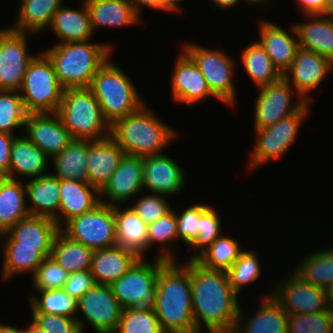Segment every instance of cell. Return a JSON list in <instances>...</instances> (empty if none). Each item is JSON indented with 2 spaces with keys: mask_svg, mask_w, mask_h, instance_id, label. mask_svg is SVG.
Here are the masks:
<instances>
[{
  "mask_svg": "<svg viewBox=\"0 0 333 333\" xmlns=\"http://www.w3.org/2000/svg\"><path fill=\"white\" fill-rule=\"evenodd\" d=\"M190 285L197 331L202 333L204 324L209 333H232L241 305L227 272L207 269L190 260Z\"/></svg>",
  "mask_w": 333,
  "mask_h": 333,
  "instance_id": "cell-1",
  "label": "cell"
},
{
  "mask_svg": "<svg viewBox=\"0 0 333 333\" xmlns=\"http://www.w3.org/2000/svg\"><path fill=\"white\" fill-rule=\"evenodd\" d=\"M167 261L157 276L152 308L164 333H199L192 310L190 260Z\"/></svg>",
  "mask_w": 333,
  "mask_h": 333,
  "instance_id": "cell-2",
  "label": "cell"
},
{
  "mask_svg": "<svg viewBox=\"0 0 333 333\" xmlns=\"http://www.w3.org/2000/svg\"><path fill=\"white\" fill-rule=\"evenodd\" d=\"M110 136L125 154L144 158L163 154L179 133L161 121L145 103L136 112L117 120L111 126Z\"/></svg>",
  "mask_w": 333,
  "mask_h": 333,
  "instance_id": "cell-3",
  "label": "cell"
},
{
  "mask_svg": "<svg viewBox=\"0 0 333 333\" xmlns=\"http://www.w3.org/2000/svg\"><path fill=\"white\" fill-rule=\"evenodd\" d=\"M111 45L90 41L54 44L42 52L51 61L58 82L67 88H89L94 75L111 57Z\"/></svg>",
  "mask_w": 333,
  "mask_h": 333,
  "instance_id": "cell-4",
  "label": "cell"
},
{
  "mask_svg": "<svg viewBox=\"0 0 333 333\" xmlns=\"http://www.w3.org/2000/svg\"><path fill=\"white\" fill-rule=\"evenodd\" d=\"M89 89L100 104L103 116L110 126L136 112L146 103L127 73L119 68L111 57L94 75Z\"/></svg>",
  "mask_w": 333,
  "mask_h": 333,
  "instance_id": "cell-5",
  "label": "cell"
},
{
  "mask_svg": "<svg viewBox=\"0 0 333 333\" xmlns=\"http://www.w3.org/2000/svg\"><path fill=\"white\" fill-rule=\"evenodd\" d=\"M56 113L74 140L98 141L110 136L111 126L89 88L64 89Z\"/></svg>",
  "mask_w": 333,
  "mask_h": 333,
  "instance_id": "cell-6",
  "label": "cell"
},
{
  "mask_svg": "<svg viewBox=\"0 0 333 333\" xmlns=\"http://www.w3.org/2000/svg\"><path fill=\"white\" fill-rule=\"evenodd\" d=\"M63 92L51 61L40 51V55L29 63L19 89L26 112L56 113Z\"/></svg>",
  "mask_w": 333,
  "mask_h": 333,
  "instance_id": "cell-7",
  "label": "cell"
},
{
  "mask_svg": "<svg viewBox=\"0 0 333 333\" xmlns=\"http://www.w3.org/2000/svg\"><path fill=\"white\" fill-rule=\"evenodd\" d=\"M196 64L211 92L226 106L236 104L234 74L236 62L223 50L206 48L193 42H185L181 48Z\"/></svg>",
  "mask_w": 333,
  "mask_h": 333,
  "instance_id": "cell-8",
  "label": "cell"
},
{
  "mask_svg": "<svg viewBox=\"0 0 333 333\" xmlns=\"http://www.w3.org/2000/svg\"><path fill=\"white\" fill-rule=\"evenodd\" d=\"M310 104L306 103L298 112L265 128L255 130V145L248 160V170H257L271 160L281 158L292 146L299 128L308 114Z\"/></svg>",
  "mask_w": 333,
  "mask_h": 333,
  "instance_id": "cell-9",
  "label": "cell"
},
{
  "mask_svg": "<svg viewBox=\"0 0 333 333\" xmlns=\"http://www.w3.org/2000/svg\"><path fill=\"white\" fill-rule=\"evenodd\" d=\"M60 231L93 251L116 246L115 205L101 202L93 210L71 218Z\"/></svg>",
  "mask_w": 333,
  "mask_h": 333,
  "instance_id": "cell-10",
  "label": "cell"
},
{
  "mask_svg": "<svg viewBox=\"0 0 333 333\" xmlns=\"http://www.w3.org/2000/svg\"><path fill=\"white\" fill-rule=\"evenodd\" d=\"M140 258L120 279L110 284L113 295L123 309L152 306L156 297L159 269L167 262Z\"/></svg>",
  "mask_w": 333,
  "mask_h": 333,
  "instance_id": "cell-11",
  "label": "cell"
},
{
  "mask_svg": "<svg viewBox=\"0 0 333 333\" xmlns=\"http://www.w3.org/2000/svg\"><path fill=\"white\" fill-rule=\"evenodd\" d=\"M30 33L0 28V90L19 91L29 63L36 55L29 54Z\"/></svg>",
  "mask_w": 333,
  "mask_h": 333,
  "instance_id": "cell-12",
  "label": "cell"
},
{
  "mask_svg": "<svg viewBox=\"0 0 333 333\" xmlns=\"http://www.w3.org/2000/svg\"><path fill=\"white\" fill-rule=\"evenodd\" d=\"M77 305L78 312L81 310L86 319L76 317L82 333L85 332V321L97 333H115L123 308L113 295L110 285L95 284L78 300Z\"/></svg>",
  "mask_w": 333,
  "mask_h": 333,
  "instance_id": "cell-13",
  "label": "cell"
},
{
  "mask_svg": "<svg viewBox=\"0 0 333 333\" xmlns=\"http://www.w3.org/2000/svg\"><path fill=\"white\" fill-rule=\"evenodd\" d=\"M257 89L259 93L254 105L255 130L277 123L298 112L306 104L299 95H296L295 89L284 78ZM295 97L297 101L292 103Z\"/></svg>",
  "mask_w": 333,
  "mask_h": 333,
  "instance_id": "cell-14",
  "label": "cell"
},
{
  "mask_svg": "<svg viewBox=\"0 0 333 333\" xmlns=\"http://www.w3.org/2000/svg\"><path fill=\"white\" fill-rule=\"evenodd\" d=\"M274 286L271 295L287 314H314L330 308L328 290L302 281L293 272Z\"/></svg>",
  "mask_w": 333,
  "mask_h": 333,
  "instance_id": "cell-15",
  "label": "cell"
},
{
  "mask_svg": "<svg viewBox=\"0 0 333 333\" xmlns=\"http://www.w3.org/2000/svg\"><path fill=\"white\" fill-rule=\"evenodd\" d=\"M171 93L175 102L185 104L191 109L196 103L214 97L202 73L193 60L182 50L172 70Z\"/></svg>",
  "mask_w": 333,
  "mask_h": 333,
  "instance_id": "cell-16",
  "label": "cell"
},
{
  "mask_svg": "<svg viewBox=\"0 0 333 333\" xmlns=\"http://www.w3.org/2000/svg\"><path fill=\"white\" fill-rule=\"evenodd\" d=\"M332 72L329 59L321 55L299 48L291 67L283 74V78L295 89L306 103L311 104L309 93L316 89L324 78Z\"/></svg>",
  "mask_w": 333,
  "mask_h": 333,
  "instance_id": "cell-17",
  "label": "cell"
},
{
  "mask_svg": "<svg viewBox=\"0 0 333 333\" xmlns=\"http://www.w3.org/2000/svg\"><path fill=\"white\" fill-rule=\"evenodd\" d=\"M23 133L50 160L61 153L73 140L57 113L27 114Z\"/></svg>",
  "mask_w": 333,
  "mask_h": 333,
  "instance_id": "cell-18",
  "label": "cell"
},
{
  "mask_svg": "<svg viewBox=\"0 0 333 333\" xmlns=\"http://www.w3.org/2000/svg\"><path fill=\"white\" fill-rule=\"evenodd\" d=\"M142 175L143 157L125 154L110 181L100 191L101 202L114 206L131 201L144 189Z\"/></svg>",
  "mask_w": 333,
  "mask_h": 333,
  "instance_id": "cell-19",
  "label": "cell"
},
{
  "mask_svg": "<svg viewBox=\"0 0 333 333\" xmlns=\"http://www.w3.org/2000/svg\"><path fill=\"white\" fill-rule=\"evenodd\" d=\"M186 171L166 153L143 158V187L154 194L175 196L184 188Z\"/></svg>",
  "mask_w": 333,
  "mask_h": 333,
  "instance_id": "cell-20",
  "label": "cell"
},
{
  "mask_svg": "<svg viewBox=\"0 0 333 333\" xmlns=\"http://www.w3.org/2000/svg\"><path fill=\"white\" fill-rule=\"evenodd\" d=\"M259 43L265 49L272 63L284 74L292 65L299 46L298 34L294 24L291 33L270 21L258 25Z\"/></svg>",
  "mask_w": 333,
  "mask_h": 333,
  "instance_id": "cell-21",
  "label": "cell"
},
{
  "mask_svg": "<svg viewBox=\"0 0 333 333\" xmlns=\"http://www.w3.org/2000/svg\"><path fill=\"white\" fill-rule=\"evenodd\" d=\"M269 290L261 296L260 306L252 315L244 316L246 313L240 306L232 333H287L288 314L271 295L272 289Z\"/></svg>",
  "mask_w": 333,
  "mask_h": 333,
  "instance_id": "cell-22",
  "label": "cell"
},
{
  "mask_svg": "<svg viewBox=\"0 0 333 333\" xmlns=\"http://www.w3.org/2000/svg\"><path fill=\"white\" fill-rule=\"evenodd\" d=\"M125 155L123 149L108 136L102 140L89 141L87 171L89 184L101 191Z\"/></svg>",
  "mask_w": 333,
  "mask_h": 333,
  "instance_id": "cell-23",
  "label": "cell"
},
{
  "mask_svg": "<svg viewBox=\"0 0 333 333\" xmlns=\"http://www.w3.org/2000/svg\"><path fill=\"white\" fill-rule=\"evenodd\" d=\"M100 203L96 187L78 180H60L58 226L63 227L71 218L93 210Z\"/></svg>",
  "mask_w": 333,
  "mask_h": 333,
  "instance_id": "cell-24",
  "label": "cell"
},
{
  "mask_svg": "<svg viewBox=\"0 0 333 333\" xmlns=\"http://www.w3.org/2000/svg\"><path fill=\"white\" fill-rule=\"evenodd\" d=\"M3 240L0 247L3 254L1 280H10L26 272L33 277L43 260L51 255L52 247L19 246V243L14 242L7 234Z\"/></svg>",
  "mask_w": 333,
  "mask_h": 333,
  "instance_id": "cell-25",
  "label": "cell"
},
{
  "mask_svg": "<svg viewBox=\"0 0 333 333\" xmlns=\"http://www.w3.org/2000/svg\"><path fill=\"white\" fill-rule=\"evenodd\" d=\"M27 204L30 216L47 217L58 225L60 205V179L52 173L25 182Z\"/></svg>",
  "mask_w": 333,
  "mask_h": 333,
  "instance_id": "cell-26",
  "label": "cell"
},
{
  "mask_svg": "<svg viewBox=\"0 0 333 333\" xmlns=\"http://www.w3.org/2000/svg\"><path fill=\"white\" fill-rule=\"evenodd\" d=\"M78 9L61 6L54 14L50 29L60 40L56 44L75 41H90L93 38V28L89 9L84 0H81Z\"/></svg>",
  "mask_w": 333,
  "mask_h": 333,
  "instance_id": "cell-27",
  "label": "cell"
},
{
  "mask_svg": "<svg viewBox=\"0 0 333 333\" xmlns=\"http://www.w3.org/2000/svg\"><path fill=\"white\" fill-rule=\"evenodd\" d=\"M139 259L134 252L117 245L95 250L90 271L96 284L110 285L126 274Z\"/></svg>",
  "mask_w": 333,
  "mask_h": 333,
  "instance_id": "cell-28",
  "label": "cell"
},
{
  "mask_svg": "<svg viewBox=\"0 0 333 333\" xmlns=\"http://www.w3.org/2000/svg\"><path fill=\"white\" fill-rule=\"evenodd\" d=\"M49 159L24 134L16 136L11 148L9 178L19 179L16 174L30 179L41 177L47 174Z\"/></svg>",
  "mask_w": 333,
  "mask_h": 333,
  "instance_id": "cell-29",
  "label": "cell"
},
{
  "mask_svg": "<svg viewBox=\"0 0 333 333\" xmlns=\"http://www.w3.org/2000/svg\"><path fill=\"white\" fill-rule=\"evenodd\" d=\"M90 13L94 33L99 27L121 28L141 24L128 0H84Z\"/></svg>",
  "mask_w": 333,
  "mask_h": 333,
  "instance_id": "cell-30",
  "label": "cell"
},
{
  "mask_svg": "<svg viewBox=\"0 0 333 333\" xmlns=\"http://www.w3.org/2000/svg\"><path fill=\"white\" fill-rule=\"evenodd\" d=\"M305 17L307 22L294 23L300 48L313 51L331 60L333 58V15Z\"/></svg>",
  "mask_w": 333,
  "mask_h": 333,
  "instance_id": "cell-31",
  "label": "cell"
},
{
  "mask_svg": "<svg viewBox=\"0 0 333 333\" xmlns=\"http://www.w3.org/2000/svg\"><path fill=\"white\" fill-rule=\"evenodd\" d=\"M115 205L116 245L134 252L138 257L145 258L147 251L148 225L127 206Z\"/></svg>",
  "mask_w": 333,
  "mask_h": 333,
  "instance_id": "cell-32",
  "label": "cell"
},
{
  "mask_svg": "<svg viewBox=\"0 0 333 333\" xmlns=\"http://www.w3.org/2000/svg\"><path fill=\"white\" fill-rule=\"evenodd\" d=\"M63 0H21L17 18L10 28L35 35L50 27Z\"/></svg>",
  "mask_w": 333,
  "mask_h": 333,
  "instance_id": "cell-33",
  "label": "cell"
},
{
  "mask_svg": "<svg viewBox=\"0 0 333 333\" xmlns=\"http://www.w3.org/2000/svg\"><path fill=\"white\" fill-rule=\"evenodd\" d=\"M60 232L56 222L47 217L29 216L7 231V235L19 246L53 247Z\"/></svg>",
  "mask_w": 333,
  "mask_h": 333,
  "instance_id": "cell-34",
  "label": "cell"
},
{
  "mask_svg": "<svg viewBox=\"0 0 333 333\" xmlns=\"http://www.w3.org/2000/svg\"><path fill=\"white\" fill-rule=\"evenodd\" d=\"M24 183L20 179H0V223L7 231L30 216Z\"/></svg>",
  "mask_w": 333,
  "mask_h": 333,
  "instance_id": "cell-35",
  "label": "cell"
},
{
  "mask_svg": "<svg viewBox=\"0 0 333 333\" xmlns=\"http://www.w3.org/2000/svg\"><path fill=\"white\" fill-rule=\"evenodd\" d=\"M88 140H72L58 155L52 158L55 177L60 180H78L89 183ZM56 172V173H55Z\"/></svg>",
  "mask_w": 333,
  "mask_h": 333,
  "instance_id": "cell-36",
  "label": "cell"
},
{
  "mask_svg": "<svg viewBox=\"0 0 333 333\" xmlns=\"http://www.w3.org/2000/svg\"><path fill=\"white\" fill-rule=\"evenodd\" d=\"M304 256L299 266L290 272L306 283L326 290L331 289L333 287V247L318 249Z\"/></svg>",
  "mask_w": 333,
  "mask_h": 333,
  "instance_id": "cell-37",
  "label": "cell"
},
{
  "mask_svg": "<svg viewBox=\"0 0 333 333\" xmlns=\"http://www.w3.org/2000/svg\"><path fill=\"white\" fill-rule=\"evenodd\" d=\"M240 60L249 78L257 88L278 82L283 74L272 63L265 49L257 41L241 50Z\"/></svg>",
  "mask_w": 333,
  "mask_h": 333,
  "instance_id": "cell-38",
  "label": "cell"
},
{
  "mask_svg": "<svg viewBox=\"0 0 333 333\" xmlns=\"http://www.w3.org/2000/svg\"><path fill=\"white\" fill-rule=\"evenodd\" d=\"M93 250L69 239L61 231L55 237L51 257L69 274L91 269Z\"/></svg>",
  "mask_w": 333,
  "mask_h": 333,
  "instance_id": "cell-39",
  "label": "cell"
},
{
  "mask_svg": "<svg viewBox=\"0 0 333 333\" xmlns=\"http://www.w3.org/2000/svg\"><path fill=\"white\" fill-rule=\"evenodd\" d=\"M239 243L240 241L222 234L195 260L207 269L227 271L244 251Z\"/></svg>",
  "mask_w": 333,
  "mask_h": 333,
  "instance_id": "cell-40",
  "label": "cell"
},
{
  "mask_svg": "<svg viewBox=\"0 0 333 333\" xmlns=\"http://www.w3.org/2000/svg\"><path fill=\"white\" fill-rule=\"evenodd\" d=\"M147 233V251L149 248L153 247V244H161V250L159 253H157L155 258L165 261H176L175 258L177 257L173 254L175 252L172 251L174 250V245H172V242L178 241L177 218L173 208L165 216L148 225Z\"/></svg>",
  "mask_w": 333,
  "mask_h": 333,
  "instance_id": "cell-41",
  "label": "cell"
},
{
  "mask_svg": "<svg viewBox=\"0 0 333 333\" xmlns=\"http://www.w3.org/2000/svg\"><path fill=\"white\" fill-rule=\"evenodd\" d=\"M38 295H29L32 313H45L77 317L78 301L70 297L63 289L37 291Z\"/></svg>",
  "mask_w": 333,
  "mask_h": 333,
  "instance_id": "cell-42",
  "label": "cell"
},
{
  "mask_svg": "<svg viewBox=\"0 0 333 333\" xmlns=\"http://www.w3.org/2000/svg\"><path fill=\"white\" fill-rule=\"evenodd\" d=\"M255 250H244L226 271L229 283L239 296L244 286L255 282L262 273V265Z\"/></svg>",
  "mask_w": 333,
  "mask_h": 333,
  "instance_id": "cell-43",
  "label": "cell"
},
{
  "mask_svg": "<svg viewBox=\"0 0 333 333\" xmlns=\"http://www.w3.org/2000/svg\"><path fill=\"white\" fill-rule=\"evenodd\" d=\"M27 114L19 91L0 90V132L15 135L19 128L23 134Z\"/></svg>",
  "mask_w": 333,
  "mask_h": 333,
  "instance_id": "cell-44",
  "label": "cell"
},
{
  "mask_svg": "<svg viewBox=\"0 0 333 333\" xmlns=\"http://www.w3.org/2000/svg\"><path fill=\"white\" fill-rule=\"evenodd\" d=\"M115 333H164L152 306L123 309Z\"/></svg>",
  "mask_w": 333,
  "mask_h": 333,
  "instance_id": "cell-45",
  "label": "cell"
},
{
  "mask_svg": "<svg viewBox=\"0 0 333 333\" xmlns=\"http://www.w3.org/2000/svg\"><path fill=\"white\" fill-rule=\"evenodd\" d=\"M221 219L217 210L210 205L199 214L198 237L189 246L193 253L188 260H195L216 238L222 235Z\"/></svg>",
  "mask_w": 333,
  "mask_h": 333,
  "instance_id": "cell-46",
  "label": "cell"
},
{
  "mask_svg": "<svg viewBox=\"0 0 333 333\" xmlns=\"http://www.w3.org/2000/svg\"><path fill=\"white\" fill-rule=\"evenodd\" d=\"M287 333H333V309L314 314H288Z\"/></svg>",
  "mask_w": 333,
  "mask_h": 333,
  "instance_id": "cell-47",
  "label": "cell"
},
{
  "mask_svg": "<svg viewBox=\"0 0 333 333\" xmlns=\"http://www.w3.org/2000/svg\"><path fill=\"white\" fill-rule=\"evenodd\" d=\"M69 273L51 256L46 257L32 277L36 291L63 289Z\"/></svg>",
  "mask_w": 333,
  "mask_h": 333,
  "instance_id": "cell-48",
  "label": "cell"
},
{
  "mask_svg": "<svg viewBox=\"0 0 333 333\" xmlns=\"http://www.w3.org/2000/svg\"><path fill=\"white\" fill-rule=\"evenodd\" d=\"M165 197L168 196L154 193L146 194L140 196L130 207L147 225H150L172 210Z\"/></svg>",
  "mask_w": 333,
  "mask_h": 333,
  "instance_id": "cell-49",
  "label": "cell"
},
{
  "mask_svg": "<svg viewBox=\"0 0 333 333\" xmlns=\"http://www.w3.org/2000/svg\"><path fill=\"white\" fill-rule=\"evenodd\" d=\"M208 206V204L194 203L191 206L183 209L181 213H177V236L179 239L188 245V247L198 237L197 230L199 229V214Z\"/></svg>",
  "mask_w": 333,
  "mask_h": 333,
  "instance_id": "cell-50",
  "label": "cell"
},
{
  "mask_svg": "<svg viewBox=\"0 0 333 333\" xmlns=\"http://www.w3.org/2000/svg\"><path fill=\"white\" fill-rule=\"evenodd\" d=\"M31 314L32 321L46 333H82L76 318L45 313Z\"/></svg>",
  "mask_w": 333,
  "mask_h": 333,
  "instance_id": "cell-51",
  "label": "cell"
},
{
  "mask_svg": "<svg viewBox=\"0 0 333 333\" xmlns=\"http://www.w3.org/2000/svg\"><path fill=\"white\" fill-rule=\"evenodd\" d=\"M96 284L90 270L77 271L68 275L63 290L77 301Z\"/></svg>",
  "mask_w": 333,
  "mask_h": 333,
  "instance_id": "cell-52",
  "label": "cell"
},
{
  "mask_svg": "<svg viewBox=\"0 0 333 333\" xmlns=\"http://www.w3.org/2000/svg\"><path fill=\"white\" fill-rule=\"evenodd\" d=\"M19 135L0 132V176L9 178L10 154L13 140Z\"/></svg>",
  "mask_w": 333,
  "mask_h": 333,
  "instance_id": "cell-53",
  "label": "cell"
},
{
  "mask_svg": "<svg viewBox=\"0 0 333 333\" xmlns=\"http://www.w3.org/2000/svg\"><path fill=\"white\" fill-rule=\"evenodd\" d=\"M304 16L309 15H326L325 0H296Z\"/></svg>",
  "mask_w": 333,
  "mask_h": 333,
  "instance_id": "cell-54",
  "label": "cell"
},
{
  "mask_svg": "<svg viewBox=\"0 0 333 333\" xmlns=\"http://www.w3.org/2000/svg\"><path fill=\"white\" fill-rule=\"evenodd\" d=\"M131 5L134 8V11L136 12V14L142 18L141 16L142 13L141 11L144 9V7L150 8V9H154L159 11V1L158 0H128Z\"/></svg>",
  "mask_w": 333,
  "mask_h": 333,
  "instance_id": "cell-55",
  "label": "cell"
},
{
  "mask_svg": "<svg viewBox=\"0 0 333 333\" xmlns=\"http://www.w3.org/2000/svg\"><path fill=\"white\" fill-rule=\"evenodd\" d=\"M159 1V11H163L166 13H180L181 6L179 3L183 0H158Z\"/></svg>",
  "mask_w": 333,
  "mask_h": 333,
  "instance_id": "cell-56",
  "label": "cell"
},
{
  "mask_svg": "<svg viewBox=\"0 0 333 333\" xmlns=\"http://www.w3.org/2000/svg\"><path fill=\"white\" fill-rule=\"evenodd\" d=\"M209 1L211 2V4H214L213 6L217 7V9L228 11L244 0H209Z\"/></svg>",
  "mask_w": 333,
  "mask_h": 333,
  "instance_id": "cell-57",
  "label": "cell"
},
{
  "mask_svg": "<svg viewBox=\"0 0 333 333\" xmlns=\"http://www.w3.org/2000/svg\"><path fill=\"white\" fill-rule=\"evenodd\" d=\"M0 333H25L24 328H18L16 326H10L5 323H0Z\"/></svg>",
  "mask_w": 333,
  "mask_h": 333,
  "instance_id": "cell-58",
  "label": "cell"
},
{
  "mask_svg": "<svg viewBox=\"0 0 333 333\" xmlns=\"http://www.w3.org/2000/svg\"><path fill=\"white\" fill-rule=\"evenodd\" d=\"M24 332L25 333H46L43 329H41L37 324H35L33 321L27 324V327L24 326Z\"/></svg>",
  "mask_w": 333,
  "mask_h": 333,
  "instance_id": "cell-59",
  "label": "cell"
},
{
  "mask_svg": "<svg viewBox=\"0 0 333 333\" xmlns=\"http://www.w3.org/2000/svg\"><path fill=\"white\" fill-rule=\"evenodd\" d=\"M246 1V3H248V5H254V6H258V5H266V4H271V0H244ZM264 4V5H263Z\"/></svg>",
  "mask_w": 333,
  "mask_h": 333,
  "instance_id": "cell-60",
  "label": "cell"
},
{
  "mask_svg": "<svg viewBox=\"0 0 333 333\" xmlns=\"http://www.w3.org/2000/svg\"><path fill=\"white\" fill-rule=\"evenodd\" d=\"M326 1V15H333V0Z\"/></svg>",
  "mask_w": 333,
  "mask_h": 333,
  "instance_id": "cell-61",
  "label": "cell"
},
{
  "mask_svg": "<svg viewBox=\"0 0 333 333\" xmlns=\"http://www.w3.org/2000/svg\"><path fill=\"white\" fill-rule=\"evenodd\" d=\"M329 306L333 309V287L328 290Z\"/></svg>",
  "mask_w": 333,
  "mask_h": 333,
  "instance_id": "cell-62",
  "label": "cell"
},
{
  "mask_svg": "<svg viewBox=\"0 0 333 333\" xmlns=\"http://www.w3.org/2000/svg\"><path fill=\"white\" fill-rule=\"evenodd\" d=\"M6 234H7V230L0 223V238L3 239Z\"/></svg>",
  "mask_w": 333,
  "mask_h": 333,
  "instance_id": "cell-63",
  "label": "cell"
},
{
  "mask_svg": "<svg viewBox=\"0 0 333 333\" xmlns=\"http://www.w3.org/2000/svg\"><path fill=\"white\" fill-rule=\"evenodd\" d=\"M330 62H331L332 70H333V58L330 60Z\"/></svg>",
  "mask_w": 333,
  "mask_h": 333,
  "instance_id": "cell-64",
  "label": "cell"
}]
</instances>
